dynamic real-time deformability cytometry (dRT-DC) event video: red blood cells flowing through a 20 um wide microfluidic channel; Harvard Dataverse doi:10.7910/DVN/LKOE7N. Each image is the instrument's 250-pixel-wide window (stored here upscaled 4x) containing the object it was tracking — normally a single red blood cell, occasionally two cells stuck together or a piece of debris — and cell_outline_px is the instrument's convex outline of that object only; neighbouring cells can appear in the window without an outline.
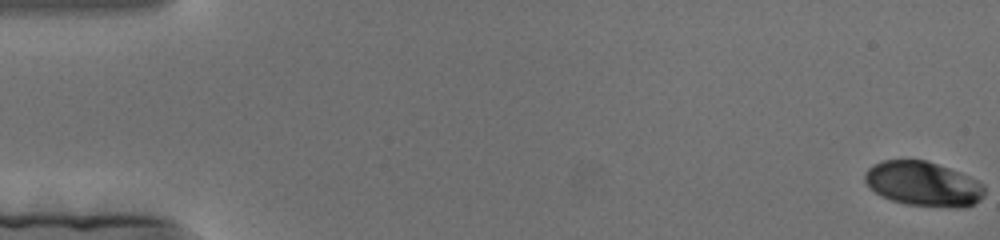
{"species": "human", "species_latin": "Homo sapiens", "temperature_condition": "cold", "stored_images_in_passage": 179, "camera_frame_rate_fps": 3000, "um_per_image_px": 0.085, "donor": {"sex": "female"}, "frame": {"image": 1, "passage_image": 1, "time_ms": 0.0, "image_size_px": [1000, 240], "cell_outline_px": [[984, 196], [980, 200], [964, 208], [956, 208], [904, 204], [880, 196], [864, 180], [864, 176], [868, 168], [872, 164], [884, 160], [924, 160], [960, 172], [984, 184]], "centroid_in_image_um": [78.48, 15.64], "position_along_channel_um": 6.5, "area_um2": 31.04}}
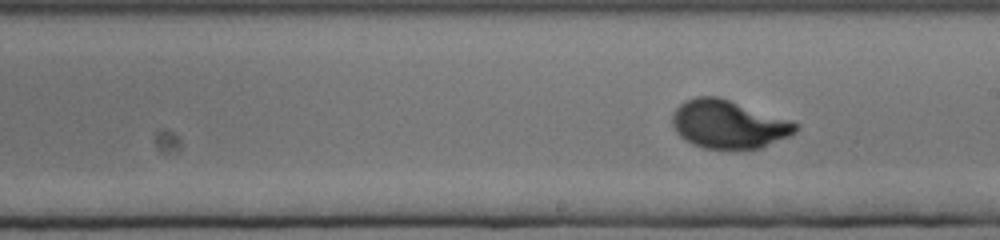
{"frame": {"image": 2, "passage_image": 101, "time_ms": 33.333, "image_size_px": [1000, 240], "cell_outline_px": [[800, 128], [792, 136], [760, 148], [736, 152], [732, 152], [704, 148], [692, 144], [684, 140], [676, 132], [672, 124], [672, 112], [684, 100], [696, 96], [716, 96], [792, 120], [800, 124]], "centroid_in_image_um": [61.95, 10.61], "position_along_channel_um": 227.0, "area_um2": 35.72}}
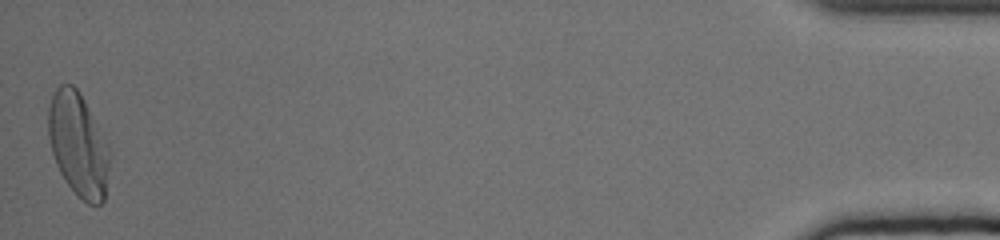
{"frame": {"image": 3, "passage_image": 177, "time_ms": 58.667, "image_size_px": [1000, 240], "cell_outline_px": [[108, 168], [104, 200], [100, 204], [88, 204], [68, 184], [60, 172], [56, 164], [52, 152], [48, 136], [48, 108], [52, 96], [56, 88], [60, 84], [72, 84], [80, 92], [108, 144]], "centroid_in_image_um": [6.62, 12.25], "position_along_channel_um": 428.6, "area_um2": 36.41}}